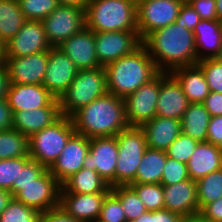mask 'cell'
Wrapping results in <instances>:
<instances>
[{
	"instance_id": "1",
	"label": "cell",
	"mask_w": 222,
	"mask_h": 222,
	"mask_svg": "<svg viewBox=\"0 0 222 222\" xmlns=\"http://www.w3.org/2000/svg\"><path fill=\"white\" fill-rule=\"evenodd\" d=\"M142 44L160 72L197 64L194 33L175 22L151 32Z\"/></svg>"
},
{
	"instance_id": "2",
	"label": "cell",
	"mask_w": 222,
	"mask_h": 222,
	"mask_svg": "<svg viewBox=\"0 0 222 222\" xmlns=\"http://www.w3.org/2000/svg\"><path fill=\"white\" fill-rule=\"evenodd\" d=\"M74 129L87 138L116 136L128 127L124 98L107 92L71 116Z\"/></svg>"
},
{
	"instance_id": "3",
	"label": "cell",
	"mask_w": 222,
	"mask_h": 222,
	"mask_svg": "<svg viewBox=\"0 0 222 222\" xmlns=\"http://www.w3.org/2000/svg\"><path fill=\"white\" fill-rule=\"evenodd\" d=\"M104 68L107 91L121 98L135 92L160 72L143 44Z\"/></svg>"
},
{
	"instance_id": "4",
	"label": "cell",
	"mask_w": 222,
	"mask_h": 222,
	"mask_svg": "<svg viewBox=\"0 0 222 222\" xmlns=\"http://www.w3.org/2000/svg\"><path fill=\"white\" fill-rule=\"evenodd\" d=\"M136 0H89L86 28L93 32L138 31Z\"/></svg>"
},
{
	"instance_id": "5",
	"label": "cell",
	"mask_w": 222,
	"mask_h": 222,
	"mask_svg": "<svg viewBox=\"0 0 222 222\" xmlns=\"http://www.w3.org/2000/svg\"><path fill=\"white\" fill-rule=\"evenodd\" d=\"M104 67L78 70L69 88L58 99L62 116L71 117L80 108L107 93Z\"/></svg>"
},
{
	"instance_id": "6",
	"label": "cell",
	"mask_w": 222,
	"mask_h": 222,
	"mask_svg": "<svg viewBox=\"0 0 222 222\" xmlns=\"http://www.w3.org/2000/svg\"><path fill=\"white\" fill-rule=\"evenodd\" d=\"M75 132L71 117L61 116L29 138V157L49 169Z\"/></svg>"
},
{
	"instance_id": "7",
	"label": "cell",
	"mask_w": 222,
	"mask_h": 222,
	"mask_svg": "<svg viewBox=\"0 0 222 222\" xmlns=\"http://www.w3.org/2000/svg\"><path fill=\"white\" fill-rule=\"evenodd\" d=\"M118 159L115 171V186L130 185L136 177L138 166L147 147L141 127H127L116 135Z\"/></svg>"
},
{
	"instance_id": "8",
	"label": "cell",
	"mask_w": 222,
	"mask_h": 222,
	"mask_svg": "<svg viewBox=\"0 0 222 222\" xmlns=\"http://www.w3.org/2000/svg\"><path fill=\"white\" fill-rule=\"evenodd\" d=\"M61 184L47 169L28 185H13L11 195L40 213L60 206Z\"/></svg>"
},
{
	"instance_id": "9",
	"label": "cell",
	"mask_w": 222,
	"mask_h": 222,
	"mask_svg": "<svg viewBox=\"0 0 222 222\" xmlns=\"http://www.w3.org/2000/svg\"><path fill=\"white\" fill-rule=\"evenodd\" d=\"M137 30L143 41L151 32L174 23L182 0H136Z\"/></svg>"
},
{
	"instance_id": "10",
	"label": "cell",
	"mask_w": 222,
	"mask_h": 222,
	"mask_svg": "<svg viewBox=\"0 0 222 222\" xmlns=\"http://www.w3.org/2000/svg\"><path fill=\"white\" fill-rule=\"evenodd\" d=\"M48 42L58 47L86 27L85 10L74 6L58 5L42 20Z\"/></svg>"
},
{
	"instance_id": "11",
	"label": "cell",
	"mask_w": 222,
	"mask_h": 222,
	"mask_svg": "<svg viewBox=\"0 0 222 222\" xmlns=\"http://www.w3.org/2000/svg\"><path fill=\"white\" fill-rule=\"evenodd\" d=\"M159 90L160 72L124 98L125 117L129 127H142L156 116Z\"/></svg>"
},
{
	"instance_id": "12",
	"label": "cell",
	"mask_w": 222,
	"mask_h": 222,
	"mask_svg": "<svg viewBox=\"0 0 222 222\" xmlns=\"http://www.w3.org/2000/svg\"><path fill=\"white\" fill-rule=\"evenodd\" d=\"M141 44L138 31L95 32V51L101 67L131 54Z\"/></svg>"
},
{
	"instance_id": "13",
	"label": "cell",
	"mask_w": 222,
	"mask_h": 222,
	"mask_svg": "<svg viewBox=\"0 0 222 222\" xmlns=\"http://www.w3.org/2000/svg\"><path fill=\"white\" fill-rule=\"evenodd\" d=\"M117 159L116 136L90 138L89 153L84 159L83 168L96 171L112 188L115 186Z\"/></svg>"
},
{
	"instance_id": "14",
	"label": "cell",
	"mask_w": 222,
	"mask_h": 222,
	"mask_svg": "<svg viewBox=\"0 0 222 222\" xmlns=\"http://www.w3.org/2000/svg\"><path fill=\"white\" fill-rule=\"evenodd\" d=\"M51 47L42 21L27 20L18 33L5 43V58L24 57L48 51Z\"/></svg>"
},
{
	"instance_id": "15",
	"label": "cell",
	"mask_w": 222,
	"mask_h": 222,
	"mask_svg": "<svg viewBox=\"0 0 222 222\" xmlns=\"http://www.w3.org/2000/svg\"><path fill=\"white\" fill-rule=\"evenodd\" d=\"M78 69L73 61L59 48L48 50V64L43 85L57 99L69 88Z\"/></svg>"
},
{
	"instance_id": "16",
	"label": "cell",
	"mask_w": 222,
	"mask_h": 222,
	"mask_svg": "<svg viewBox=\"0 0 222 222\" xmlns=\"http://www.w3.org/2000/svg\"><path fill=\"white\" fill-rule=\"evenodd\" d=\"M89 153V138L75 132L57 160L49 168L50 173L62 185L68 178L83 168V162Z\"/></svg>"
},
{
	"instance_id": "17",
	"label": "cell",
	"mask_w": 222,
	"mask_h": 222,
	"mask_svg": "<svg viewBox=\"0 0 222 222\" xmlns=\"http://www.w3.org/2000/svg\"><path fill=\"white\" fill-rule=\"evenodd\" d=\"M7 101L12 112L41 107H60L58 99L43 84L10 83Z\"/></svg>"
},
{
	"instance_id": "18",
	"label": "cell",
	"mask_w": 222,
	"mask_h": 222,
	"mask_svg": "<svg viewBox=\"0 0 222 222\" xmlns=\"http://www.w3.org/2000/svg\"><path fill=\"white\" fill-rule=\"evenodd\" d=\"M188 105L187 96L177 79L170 72H160L156 116L182 120Z\"/></svg>"
},
{
	"instance_id": "19",
	"label": "cell",
	"mask_w": 222,
	"mask_h": 222,
	"mask_svg": "<svg viewBox=\"0 0 222 222\" xmlns=\"http://www.w3.org/2000/svg\"><path fill=\"white\" fill-rule=\"evenodd\" d=\"M10 83L42 84L47 70L48 51L24 57L4 58Z\"/></svg>"
},
{
	"instance_id": "20",
	"label": "cell",
	"mask_w": 222,
	"mask_h": 222,
	"mask_svg": "<svg viewBox=\"0 0 222 222\" xmlns=\"http://www.w3.org/2000/svg\"><path fill=\"white\" fill-rule=\"evenodd\" d=\"M109 193H69L61 186L60 207L75 219L97 222L103 202Z\"/></svg>"
},
{
	"instance_id": "21",
	"label": "cell",
	"mask_w": 222,
	"mask_h": 222,
	"mask_svg": "<svg viewBox=\"0 0 222 222\" xmlns=\"http://www.w3.org/2000/svg\"><path fill=\"white\" fill-rule=\"evenodd\" d=\"M58 47L73 61L78 70L101 67L95 51V32L86 27Z\"/></svg>"
},
{
	"instance_id": "22",
	"label": "cell",
	"mask_w": 222,
	"mask_h": 222,
	"mask_svg": "<svg viewBox=\"0 0 222 222\" xmlns=\"http://www.w3.org/2000/svg\"><path fill=\"white\" fill-rule=\"evenodd\" d=\"M162 186L164 189V209L182 216L200 213L195 180L189 178L173 185Z\"/></svg>"
},
{
	"instance_id": "23",
	"label": "cell",
	"mask_w": 222,
	"mask_h": 222,
	"mask_svg": "<svg viewBox=\"0 0 222 222\" xmlns=\"http://www.w3.org/2000/svg\"><path fill=\"white\" fill-rule=\"evenodd\" d=\"M61 116L60 107H41L13 112L12 128L30 138L33 134L52 125Z\"/></svg>"
},
{
	"instance_id": "24",
	"label": "cell",
	"mask_w": 222,
	"mask_h": 222,
	"mask_svg": "<svg viewBox=\"0 0 222 222\" xmlns=\"http://www.w3.org/2000/svg\"><path fill=\"white\" fill-rule=\"evenodd\" d=\"M193 33L197 62L215 58L222 47V22L201 19Z\"/></svg>"
},
{
	"instance_id": "25",
	"label": "cell",
	"mask_w": 222,
	"mask_h": 222,
	"mask_svg": "<svg viewBox=\"0 0 222 222\" xmlns=\"http://www.w3.org/2000/svg\"><path fill=\"white\" fill-rule=\"evenodd\" d=\"M145 133L147 147L166 151L182 133L181 120L155 116L141 127Z\"/></svg>"
},
{
	"instance_id": "26",
	"label": "cell",
	"mask_w": 222,
	"mask_h": 222,
	"mask_svg": "<svg viewBox=\"0 0 222 222\" xmlns=\"http://www.w3.org/2000/svg\"><path fill=\"white\" fill-rule=\"evenodd\" d=\"M222 168V148L210 142H199L187 162L189 178L197 181Z\"/></svg>"
},
{
	"instance_id": "27",
	"label": "cell",
	"mask_w": 222,
	"mask_h": 222,
	"mask_svg": "<svg viewBox=\"0 0 222 222\" xmlns=\"http://www.w3.org/2000/svg\"><path fill=\"white\" fill-rule=\"evenodd\" d=\"M170 73L180 83L189 103H202L210 93L203 71L198 64L178 67Z\"/></svg>"
},
{
	"instance_id": "28",
	"label": "cell",
	"mask_w": 222,
	"mask_h": 222,
	"mask_svg": "<svg viewBox=\"0 0 222 222\" xmlns=\"http://www.w3.org/2000/svg\"><path fill=\"white\" fill-rule=\"evenodd\" d=\"M210 114L202 103H189L181 120L182 133L198 142L207 141Z\"/></svg>"
},
{
	"instance_id": "29",
	"label": "cell",
	"mask_w": 222,
	"mask_h": 222,
	"mask_svg": "<svg viewBox=\"0 0 222 222\" xmlns=\"http://www.w3.org/2000/svg\"><path fill=\"white\" fill-rule=\"evenodd\" d=\"M69 193L111 192V187L96 171L82 168L61 185Z\"/></svg>"
},
{
	"instance_id": "30",
	"label": "cell",
	"mask_w": 222,
	"mask_h": 222,
	"mask_svg": "<svg viewBox=\"0 0 222 222\" xmlns=\"http://www.w3.org/2000/svg\"><path fill=\"white\" fill-rule=\"evenodd\" d=\"M166 159V151L147 148L132 183H160Z\"/></svg>"
},
{
	"instance_id": "31",
	"label": "cell",
	"mask_w": 222,
	"mask_h": 222,
	"mask_svg": "<svg viewBox=\"0 0 222 222\" xmlns=\"http://www.w3.org/2000/svg\"><path fill=\"white\" fill-rule=\"evenodd\" d=\"M26 21L17 1L0 0V39L4 43L13 38Z\"/></svg>"
},
{
	"instance_id": "32",
	"label": "cell",
	"mask_w": 222,
	"mask_h": 222,
	"mask_svg": "<svg viewBox=\"0 0 222 222\" xmlns=\"http://www.w3.org/2000/svg\"><path fill=\"white\" fill-rule=\"evenodd\" d=\"M29 156V138L10 128L0 131V160Z\"/></svg>"
},
{
	"instance_id": "33",
	"label": "cell",
	"mask_w": 222,
	"mask_h": 222,
	"mask_svg": "<svg viewBox=\"0 0 222 222\" xmlns=\"http://www.w3.org/2000/svg\"><path fill=\"white\" fill-rule=\"evenodd\" d=\"M199 210L222 197V168L196 181Z\"/></svg>"
},
{
	"instance_id": "34",
	"label": "cell",
	"mask_w": 222,
	"mask_h": 222,
	"mask_svg": "<svg viewBox=\"0 0 222 222\" xmlns=\"http://www.w3.org/2000/svg\"><path fill=\"white\" fill-rule=\"evenodd\" d=\"M111 192L120 200L127 222H132L147 212L138 194L130 185L114 186Z\"/></svg>"
},
{
	"instance_id": "35",
	"label": "cell",
	"mask_w": 222,
	"mask_h": 222,
	"mask_svg": "<svg viewBox=\"0 0 222 222\" xmlns=\"http://www.w3.org/2000/svg\"><path fill=\"white\" fill-rule=\"evenodd\" d=\"M130 186L136 191L147 211L164 209V189L160 183H131Z\"/></svg>"
},
{
	"instance_id": "36",
	"label": "cell",
	"mask_w": 222,
	"mask_h": 222,
	"mask_svg": "<svg viewBox=\"0 0 222 222\" xmlns=\"http://www.w3.org/2000/svg\"><path fill=\"white\" fill-rule=\"evenodd\" d=\"M40 214L13 197L0 215V222H39Z\"/></svg>"
},
{
	"instance_id": "37",
	"label": "cell",
	"mask_w": 222,
	"mask_h": 222,
	"mask_svg": "<svg viewBox=\"0 0 222 222\" xmlns=\"http://www.w3.org/2000/svg\"><path fill=\"white\" fill-rule=\"evenodd\" d=\"M26 20L42 21L58 7L57 0H19Z\"/></svg>"
},
{
	"instance_id": "38",
	"label": "cell",
	"mask_w": 222,
	"mask_h": 222,
	"mask_svg": "<svg viewBox=\"0 0 222 222\" xmlns=\"http://www.w3.org/2000/svg\"><path fill=\"white\" fill-rule=\"evenodd\" d=\"M30 159L23 156L0 160V189L11 191L13 182L18 179L19 166H24Z\"/></svg>"
},
{
	"instance_id": "39",
	"label": "cell",
	"mask_w": 222,
	"mask_h": 222,
	"mask_svg": "<svg viewBox=\"0 0 222 222\" xmlns=\"http://www.w3.org/2000/svg\"><path fill=\"white\" fill-rule=\"evenodd\" d=\"M198 143L197 140L181 133L166 150L167 157L187 164Z\"/></svg>"
},
{
	"instance_id": "40",
	"label": "cell",
	"mask_w": 222,
	"mask_h": 222,
	"mask_svg": "<svg viewBox=\"0 0 222 222\" xmlns=\"http://www.w3.org/2000/svg\"><path fill=\"white\" fill-rule=\"evenodd\" d=\"M197 64L201 67L210 91L222 94V62L215 58L203 59Z\"/></svg>"
},
{
	"instance_id": "41",
	"label": "cell",
	"mask_w": 222,
	"mask_h": 222,
	"mask_svg": "<svg viewBox=\"0 0 222 222\" xmlns=\"http://www.w3.org/2000/svg\"><path fill=\"white\" fill-rule=\"evenodd\" d=\"M97 222H127L120 200L112 192L106 196Z\"/></svg>"
},
{
	"instance_id": "42",
	"label": "cell",
	"mask_w": 222,
	"mask_h": 222,
	"mask_svg": "<svg viewBox=\"0 0 222 222\" xmlns=\"http://www.w3.org/2000/svg\"><path fill=\"white\" fill-rule=\"evenodd\" d=\"M187 179H189L187 164L167 157L160 184L173 185Z\"/></svg>"
},
{
	"instance_id": "43",
	"label": "cell",
	"mask_w": 222,
	"mask_h": 222,
	"mask_svg": "<svg viewBox=\"0 0 222 222\" xmlns=\"http://www.w3.org/2000/svg\"><path fill=\"white\" fill-rule=\"evenodd\" d=\"M47 168L37 161L30 159L24 166H19L18 179L13 185H28L39 178Z\"/></svg>"
},
{
	"instance_id": "44",
	"label": "cell",
	"mask_w": 222,
	"mask_h": 222,
	"mask_svg": "<svg viewBox=\"0 0 222 222\" xmlns=\"http://www.w3.org/2000/svg\"><path fill=\"white\" fill-rule=\"evenodd\" d=\"M182 217L181 214L162 209L153 212L147 211L132 222H181Z\"/></svg>"
},
{
	"instance_id": "45",
	"label": "cell",
	"mask_w": 222,
	"mask_h": 222,
	"mask_svg": "<svg viewBox=\"0 0 222 222\" xmlns=\"http://www.w3.org/2000/svg\"><path fill=\"white\" fill-rule=\"evenodd\" d=\"M200 20L195 9L190 4L183 3L175 23L193 32Z\"/></svg>"
},
{
	"instance_id": "46",
	"label": "cell",
	"mask_w": 222,
	"mask_h": 222,
	"mask_svg": "<svg viewBox=\"0 0 222 222\" xmlns=\"http://www.w3.org/2000/svg\"><path fill=\"white\" fill-rule=\"evenodd\" d=\"M190 5L199 14L201 19L217 20L216 0H196Z\"/></svg>"
},
{
	"instance_id": "47",
	"label": "cell",
	"mask_w": 222,
	"mask_h": 222,
	"mask_svg": "<svg viewBox=\"0 0 222 222\" xmlns=\"http://www.w3.org/2000/svg\"><path fill=\"white\" fill-rule=\"evenodd\" d=\"M39 222H85L70 216L60 206L42 212L39 217Z\"/></svg>"
},
{
	"instance_id": "48",
	"label": "cell",
	"mask_w": 222,
	"mask_h": 222,
	"mask_svg": "<svg viewBox=\"0 0 222 222\" xmlns=\"http://www.w3.org/2000/svg\"><path fill=\"white\" fill-rule=\"evenodd\" d=\"M207 142L219 146L222 148V116H214L210 118L208 131H207Z\"/></svg>"
},
{
	"instance_id": "49",
	"label": "cell",
	"mask_w": 222,
	"mask_h": 222,
	"mask_svg": "<svg viewBox=\"0 0 222 222\" xmlns=\"http://www.w3.org/2000/svg\"><path fill=\"white\" fill-rule=\"evenodd\" d=\"M206 110L209 112L211 117L222 116V94L219 92H212L206 96L202 102Z\"/></svg>"
},
{
	"instance_id": "50",
	"label": "cell",
	"mask_w": 222,
	"mask_h": 222,
	"mask_svg": "<svg viewBox=\"0 0 222 222\" xmlns=\"http://www.w3.org/2000/svg\"><path fill=\"white\" fill-rule=\"evenodd\" d=\"M200 214L209 222H222V197L214 202L206 204L200 210Z\"/></svg>"
},
{
	"instance_id": "51",
	"label": "cell",
	"mask_w": 222,
	"mask_h": 222,
	"mask_svg": "<svg viewBox=\"0 0 222 222\" xmlns=\"http://www.w3.org/2000/svg\"><path fill=\"white\" fill-rule=\"evenodd\" d=\"M13 112L8 104L7 98L0 99V131L12 128Z\"/></svg>"
},
{
	"instance_id": "52",
	"label": "cell",
	"mask_w": 222,
	"mask_h": 222,
	"mask_svg": "<svg viewBox=\"0 0 222 222\" xmlns=\"http://www.w3.org/2000/svg\"><path fill=\"white\" fill-rule=\"evenodd\" d=\"M10 85L8 71L4 63H0V99L7 98Z\"/></svg>"
},
{
	"instance_id": "53",
	"label": "cell",
	"mask_w": 222,
	"mask_h": 222,
	"mask_svg": "<svg viewBox=\"0 0 222 222\" xmlns=\"http://www.w3.org/2000/svg\"><path fill=\"white\" fill-rule=\"evenodd\" d=\"M13 196L10 191L5 189H0V215L6 209V206L9 204Z\"/></svg>"
},
{
	"instance_id": "54",
	"label": "cell",
	"mask_w": 222,
	"mask_h": 222,
	"mask_svg": "<svg viewBox=\"0 0 222 222\" xmlns=\"http://www.w3.org/2000/svg\"><path fill=\"white\" fill-rule=\"evenodd\" d=\"M59 5L74 6L86 9L89 0H57Z\"/></svg>"
},
{
	"instance_id": "55",
	"label": "cell",
	"mask_w": 222,
	"mask_h": 222,
	"mask_svg": "<svg viewBox=\"0 0 222 222\" xmlns=\"http://www.w3.org/2000/svg\"><path fill=\"white\" fill-rule=\"evenodd\" d=\"M181 222H209L202 214L183 216Z\"/></svg>"
},
{
	"instance_id": "56",
	"label": "cell",
	"mask_w": 222,
	"mask_h": 222,
	"mask_svg": "<svg viewBox=\"0 0 222 222\" xmlns=\"http://www.w3.org/2000/svg\"><path fill=\"white\" fill-rule=\"evenodd\" d=\"M216 12L220 22H222V0H216Z\"/></svg>"
},
{
	"instance_id": "57",
	"label": "cell",
	"mask_w": 222,
	"mask_h": 222,
	"mask_svg": "<svg viewBox=\"0 0 222 222\" xmlns=\"http://www.w3.org/2000/svg\"><path fill=\"white\" fill-rule=\"evenodd\" d=\"M5 43L0 39V63H4Z\"/></svg>"
},
{
	"instance_id": "58",
	"label": "cell",
	"mask_w": 222,
	"mask_h": 222,
	"mask_svg": "<svg viewBox=\"0 0 222 222\" xmlns=\"http://www.w3.org/2000/svg\"><path fill=\"white\" fill-rule=\"evenodd\" d=\"M216 60H218L219 62H222V47L219 50L218 55L215 57Z\"/></svg>"
},
{
	"instance_id": "59",
	"label": "cell",
	"mask_w": 222,
	"mask_h": 222,
	"mask_svg": "<svg viewBox=\"0 0 222 222\" xmlns=\"http://www.w3.org/2000/svg\"><path fill=\"white\" fill-rule=\"evenodd\" d=\"M182 1H183V3H185V4H190L191 2L196 1V0H182Z\"/></svg>"
}]
</instances>
